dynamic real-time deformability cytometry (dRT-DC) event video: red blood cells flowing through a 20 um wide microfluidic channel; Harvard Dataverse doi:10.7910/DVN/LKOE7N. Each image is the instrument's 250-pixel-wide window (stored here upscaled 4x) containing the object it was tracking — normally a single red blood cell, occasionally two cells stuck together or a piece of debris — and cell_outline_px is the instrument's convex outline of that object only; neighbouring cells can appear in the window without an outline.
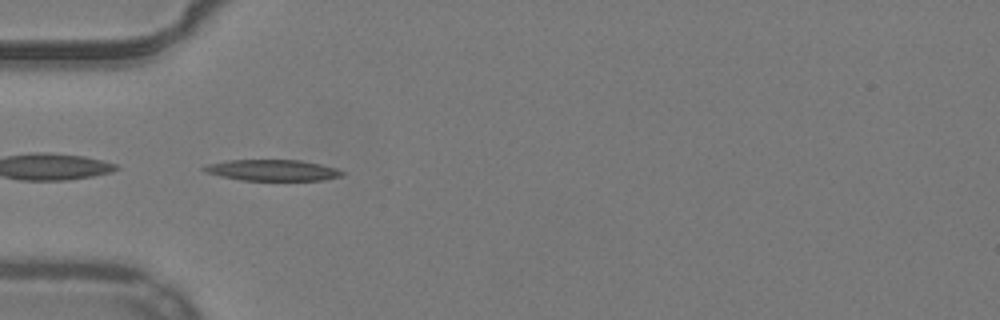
{"species": "common noctule bat (a hibernating species)", "species_latin": "Nyctalus noctula", "temperature_condition": "warm", "stored_images_in_passage": 38, "camera_frame_rate_fps": 3000, "um_per_image_px": 0.085, "animal": {"sex": "male", "body_mass_g": 19.2, "forearm_length_mm": 51.8}, "frame": {"image": 1, "passage_image": 4, "time_ms": 1.0, "image_size_px": [1000, 320], "cell_outline_px": [[344, 176], [324, 180], [240, 180], [220, 176], [204, 172], [200, 168], [208, 164], [228, 160], [300, 160], [320, 164], [336, 168], [344, 172]], "centroid_in_image_um": [23.15, 14.47], "position_along_channel_um": 61.8, "area_um2": 17.05}}
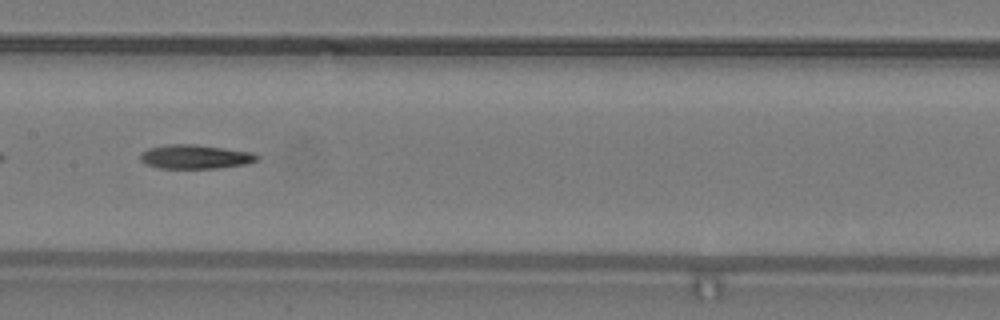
{"frame": {"image": 2, "passage_image": 14, "time_ms": 4.333, "image_size_px": [1000, 320], "cell_outline_px": [[260, 160], [244, 164], [216, 168], [160, 168], [144, 164], [140, 160], [140, 152], [148, 148], [164, 144], [196, 144], [252, 152], [260, 156]], "centroid_in_image_um": [16.56, 13.31], "position_along_channel_um": 190.8, "area_um2": 16.53}}
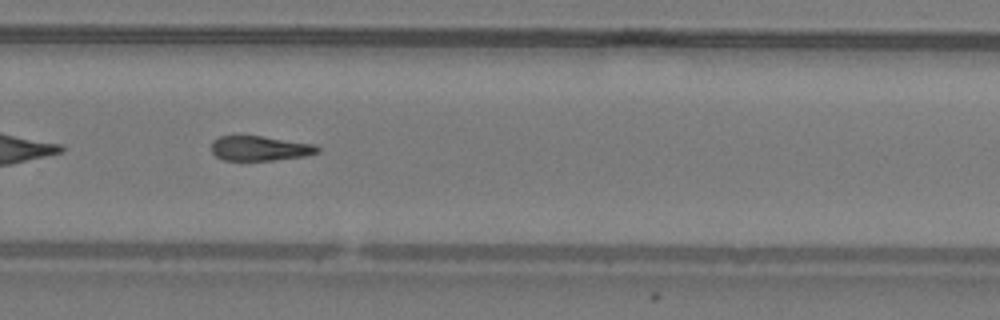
{"frame": {"image": 3, "passage_image": 23, "time_ms": 7.333, "image_size_px": [1000, 320], "cell_outline_px": [[320, 152], [304, 156], [272, 160], [224, 160], [216, 156], [212, 152], [212, 140], [220, 136], [260, 136], [316, 144], [320, 148]], "centroid_in_image_um": [22.11, 12.6], "position_along_channel_um": 307.7, "area_um2": 15.26}, "authors_computed_cell_mechanics": {"area_um2": 16.6175, "velocity_mm_per_s": 3.9231, "shape_relaxation_time_tau1_ms": null, "shape_relaxation_time_tau2_ms": 8.7081, "deformation_change_tau1": null, "deformation_change_tau2": 0.2421}}